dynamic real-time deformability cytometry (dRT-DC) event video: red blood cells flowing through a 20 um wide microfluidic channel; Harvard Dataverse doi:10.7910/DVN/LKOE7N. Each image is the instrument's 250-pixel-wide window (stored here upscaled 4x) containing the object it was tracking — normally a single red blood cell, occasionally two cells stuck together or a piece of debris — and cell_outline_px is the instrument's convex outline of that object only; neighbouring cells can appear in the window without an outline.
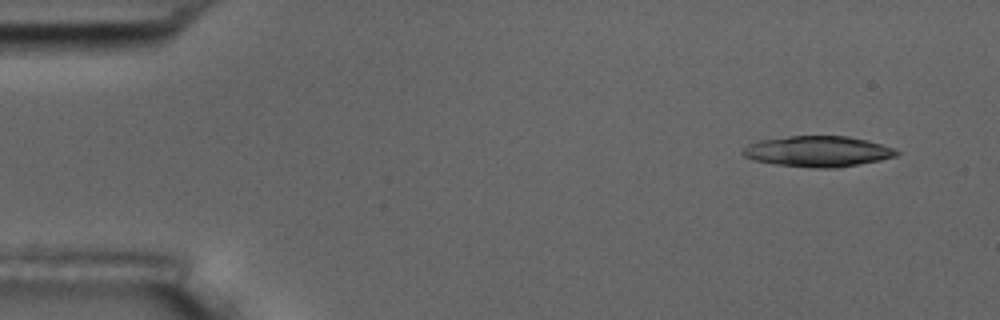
{"species": "common noctule bat (a hibernating species)", "species_latin": "Nyctalus noctula", "temperature_condition": "room temperature", "stored_images_in_passage": 6, "camera_frame_rate_fps": 3000, "um_per_image_px": 0.085, "animal": {"sex": "male", "body_mass_g": 17.5, "forearm_length_mm": 52.3}, "frame": {"image": 1, "passage_image": 1, "time_ms": 0.0, "image_size_px": [1000, 320], "cell_outline_px": [[900, 152], [896, 156], [880, 160], [840, 168], [812, 168], [776, 164], [756, 160], [744, 156], [740, 152], [748, 144], [760, 140], [788, 136], [848, 136], [868, 140], [892, 148]], "centroid_in_image_um": [69.52, 12.87], "position_along_channel_um": 15.5, "area_um2": 27.51}}